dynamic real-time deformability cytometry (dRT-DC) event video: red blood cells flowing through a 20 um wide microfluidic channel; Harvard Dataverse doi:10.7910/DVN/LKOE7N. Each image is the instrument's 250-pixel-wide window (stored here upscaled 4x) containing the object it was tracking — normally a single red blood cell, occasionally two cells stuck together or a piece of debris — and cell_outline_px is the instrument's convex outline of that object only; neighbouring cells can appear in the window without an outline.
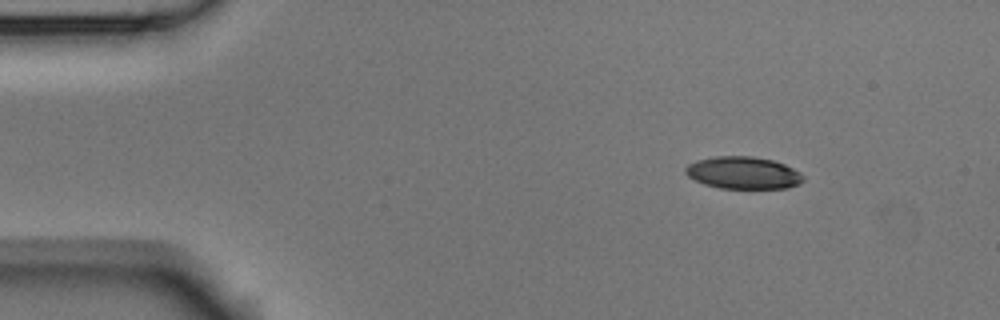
{"species": "Egyptian fruit bat (a non-hibernating species)", "species_latin": "Rousettus aegyptiacus", "temperature_condition": "room temperature", "stored_images_in_passage": 2, "camera_frame_rate_fps": 3000, "um_per_image_px": 0.085, "animal": {"sex": "male"}, "frame": {"image": 1, "passage_image": 1, "time_ms": 0.0, "image_size_px": [1000, 320], "cell_outline_px": [[804, 180], [800, 184], [788, 188], [720, 188], [704, 184], [688, 176], [684, 172], [684, 168], [688, 164], [696, 160], [716, 156], [752, 156], [772, 160], [784, 164], [800, 172], [804, 176]], "centroid_in_image_um": [63.17, 14.69], "position_along_channel_um": 21.8, "area_um2": 22.2}}